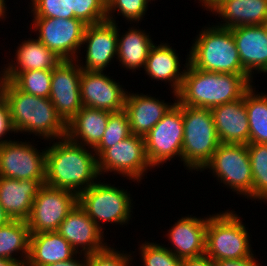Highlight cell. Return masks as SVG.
<instances>
[{"label":"cell","mask_w":267,"mask_h":266,"mask_svg":"<svg viewBox=\"0 0 267 266\" xmlns=\"http://www.w3.org/2000/svg\"><path fill=\"white\" fill-rule=\"evenodd\" d=\"M118 23L103 21L86 25L82 45H87L85 65L76 59L82 70L104 71L117 58Z\"/></svg>","instance_id":"obj_16"},{"label":"cell","mask_w":267,"mask_h":266,"mask_svg":"<svg viewBox=\"0 0 267 266\" xmlns=\"http://www.w3.org/2000/svg\"><path fill=\"white\" fill-rule=\"evenodd\" d=\"M51 144L46 146V185L78 196L99 180L97 157L92 148L75 143L67 136Z\"/></svg>","instance_id":"obj_1"},{"label":"cell","mask_w":267,"mask_h":266,"mask_svg":"<svg viewBox=\"0 0 267 266\" xmlns=\"http://www.w3.org/2000/svg\"><path fill=\"white\" fill-rule=\"evenodd\" d=\"M0 266H25L15 261H11L8 259L0 258Z\"/></svg>","instance_id":"obj_45"},{"label":"cell","mask_w":267,"mask_h":266,"mask_svg":"<svg viewBox=\"0 0 267 266\" xmlns=\"http://www.w3.org/2000/svg\"><path fill=\"white\" fill-rule=\"evenodd\" d=\"M97 167L100 175L110 171L139 183L153 169L146 155L144 137L134 134L105 149L97 157Z\"/></svg>","instance_id":"obj_9"},{"label":"cell","mask_w":267,"mask_h":266,"mask_svg":"<svg viewBox=\"0 0 267 266\" xmlns=\"http://www.w3.org/2000/svg\"><path fill=\"white\" fill-rule=\"evenodd\" d=\"M104 71L82 70L80 95L83 106L109 111L124 110L126 94L120 82H116Z\"/></svg>","instance_id":"obj_15"},{"label":"cell","mask_w":267,"mask_h":266,"mask_svg":"<svg viewBox=\"0 0 267 266\" xmlns=\"http://www.w3.org/2000/svg\"><path fill=\"white\" fill-rule=\"evenodd\" d=\"M149 2V0H107L106 20L116 24V17L113 14L117 11L118 16L122 15L128 23L129 21L139 23L147 12Z\"/></svg>","instance_id":"obj_35"},{"label":"cell","mask_w":267,"mask_h":266,"mask_svg":"<svg viewBox=\"0 0 267 266\" xmlns=\"http://www.w3.org/2000/svg\"><path fill=\"white\" fill-rule=\"evenodd\" d=\"M18 45L14 55L16 60L11 59V62L4 66L6 80L12 81L20 72L53 70L62 61L38 39L29 38Z\"/></svg>","instance_id":"obj_24"},{"label":"cell","mask_w":267,"mask_h":266,"mask_svg":"<svg viewBox=\"0 0 267 266\" xmlns=\"http://www.w3.org/2000/svg\"><path fill=\"white\" fill-rule=\"evenodd\" d=\"M77 203L78 196L74 192L43 184L26 220L30 234L58 231L61 222Z\"/></svg>","instance_id":"obj_11"},{"label":"cell","mask_w":267,"mask_h":266,"mask_svg":"<svg viewBox=\"0 0 267 266\" xmlns=\"http://www.w3.org/2000/svg\"><path fill=\"white\" fill-rule=\"evenodd\" d=\"M204 169L236 194L252 200L253 177L246 144L220 143L200 172Z\"/></svg>","instance_id":"obj_8"},{"label":"cell","mask_w":267,"mask_h":266,"mask_svg":"<svg viewBox=\"0 0 267 266\" xmlns=\"http://www.w3.org/2000/svg\"><path fill=\"white\" fill-rule=\"evenodd\" d=\"M0 2H1V4H2V6L4 7V9H6L7 10V6H6V1L5 0H0Z\"/></svg>","instance_id":"obj_48"},{"label":"cell","mask_w":267,"mask_h":266,"mask_svg":"<svg viewBox=\"0 0 267 266\" xmlns=\"http://www.w3.org/2000/svg\"><path fill=\"white\" fill-rule=\"evenodd\" d=\"M131 135L127 113L122 110L109 116L105 132L100 143L93 149L98 157L105 149L113 147L118 142Z\"/></svg>","instance_id":"obj_34"},{"label":"cell","mask_w":267,"mask_h":266,"mask_svg":"<svg viewBox=\"0 0 267 266\" xmlns=\"http://www.w3.org/2000/svg\"><path fill=\"white\" fill-rule=\"evenodd\" d=\"M231 30L243 69L252 78L255 71L267 73V26L244 25Z\"/></svg>","instance_id":"obj_18"},{"label":"cell","mask_w":267,"mask_h":266,"mask_svg":"<svg viewBox=\"0 0 267 266\" xmlns=\"http://www.w3.org/2000/svg\"><path fill=\"white\" fill-rule=\"evenodd\" d=\"M252 81L250 75L198 70L188 62L177 100L185 106L212 109L242 98Z\"/></svg>","instance_id":"obj_2"},{"label":"cell","mask_w":267,"mask_h":266,"mask_svg":"<svg viewBox=\"0 0 267 266\" xmlns=\"http://www.w3.org/2000/svg\"><path fill=\"white\" fill-rule=\"evenodd\" d=\"M247 149L253 177L252 200L267 202V144H247Z\"/></svg>","instance_id":"obj_31"},{"label":"cell","mask_w":267,"mask_h":266,"mask_svg":"<svg viewBox=\"0 0 267 266\" xmlns=\"http://www.w3.org/2000/svg\"><path fill=\"white\" fill-rule=\"evenodd\" d=\"M12 132H14V129L11 124L8 103L4 95H2L0 97V145L10 141L4 137L7 133Z\"/></svg>","instance_id":"obj_39"},{"label":"cell","mask_w":267,"mask_h":266,"mask_svg":"<svg viewBox=\"0 0 267 266\" xmlns=\"http://www.w3.org/2000/svg\"><path fill=\"white\" fill-rule=\"evenodd\" d=\"M57 232L70 243L79 256L97 253L108 246L107 242H104V231L78 203L61 222Z\"/></svg>","instance_id":"obj_17"},{"label":"cell","mask_w":267,"mask_h":266,"mask_svg":"<svg viewBox=\"0 0 267 266\" xmlns=\"http://www.w3.org/2000/svg\"><path fill=\"white\" fill-rule=\"evenodd\" d=\"M123 252L108 245L97 253L87 255V266H130L133 256L130 252Z\"/></svg>","instance_id":"obj_37"},{"label":"cell","mask_w":267,"mask_h":266,"mask_svg":"<svg viewBox=\"0 0 267 266\" xmlns=\"http://www.w3.org/2000/svg\"><path fill=\"white\" fill-rule=\"evenodd\" d=\"M210 110L220 143L249 144V122L244 96Z\"/></svg>","instance_id":"obj_21"},{"label":"cell","mask_w":267,"mask_h":266,"mask_svg":"<svg viewBox=\"0 0 267 266\" xmlns=\"http://www.w3.org/2000/svg\"><path fill=\"white\" fill-rule=\"evenodd\" d=\"M139 246L144 266H181L182 259L176 257L166 245L145 240Z\"/></svg>","instance_id":"obj_36"},{"label":"cell","mask_w":267,"mask_h":266,"mask_svg":"<svg viewBox=\"0 0 267 266\" xmlns=\"http://www.w3.org/2000/svg\"><path fill=\"white\" fill-rule=\"evenodd\" d=\"M32 142L11 140L0 145V176L45 184L46 148L38 150ZM35 147V148H34Z\"/></svg>","instance_id":"obj_13"},{"label":"cell","mask_w":267,"mask_h":266,"mask_svg":"<svg viewBox=\"0 0 267 266\" xmlns=\"http://www.w3.org/2000/svg\"><path fill=\"white\" fill-rule=\"evenodd\" d=\"M234 212L226 210L208 217L205 254L214 261L253 255L247 227Z\"/></svg>","instance_id":"obj_6"},{"label":"cell","mask_w":267,"mask_h":266,"mask_svg":"<svg viewBox=\"0 0 267 266\" xmlns=\"http://www.w3.org/2000/svg\"><path fill=\"white\" fill-rule=\"evenodd\" d=\"M199 3L208 11H212L216 6H218L223 0H198Z\"/></svg>","instance_id":"obj_43"},{"label":"cell","mask_w":267,"mask_h":266,"mask_svg":"<svg viewBox=\"0 0 267 266\" xmlns=\"http://www.w3.org/2000/svg\"><path fill=\"white\" fill-rule=\"evenodd\" d=\"M104 182L98 180L78 195L79 206L102 231L103 222L125 225L133 213V199L127 189Z\"/></svg>","instance_id":"obj_7"},{"label":"cell","mask_w":267,"mask_h":266,"mask_svg":"<svg viewBox=\"0 0 267 266\" xmlns=\"http://www.w3.org/2000/svg\"><path fill=\"white\" fill-rule=\"evenodd\" d=\"M52 72L53 70L20 72L11 82L24 93L49 98Z\"/></svg>","instance_id":"obj_32"},{"label":"cell","mask_w":267,"mask_h":266,"mask_svg":"<svg viewBox=\"0 0 267 266\" xmlns=\"http://www.w3.org/2000/svg\"><path fill=\"white\" fill-rule=\"evenodd\" d=\"M176 104L182 109L184 138L182 162L189 171H201L220 145L211 110Z\"/></svg>","instance_id":"obj_5"},{"label":"cell","mask_w":267,"mask_h":266,"mask_svg":"<svg viewBox=\"0 0 267 266\" xmlns=\"http://www.w3.org/2000/svg\"><path fill=\"white\" fill-rule=\"evenodd\" d=\"M181 266H215L214 260L206 254L182 259Z\"/></svg>","instance_id":"obj_41"},{"label":"cell","mask_w":267,"mask_h":266,"mask_svg":"<svg viewBox=\"0 0 267 266\" xmlns=\"http://www.w3.org/2000/svg\"><path fill=\"white\" fill-rule=\"evenodd\" d=\"M3 95L8 103L14 134L26 132L51 142L66 136L67 124L49 98L24 93L9 80L5 81Z\"/></svg>","instance_id":"obj_3"},{"label":"cell","mask_w":267,"mask_h":266,"mask_svg":"<svg viewBox=\"0 0 267 266\" xmlns=\"http://www.w3.org/2000/svg\"><path fill=\"white\" fill-rule=\"evenodd\" d=\"M255 258L258 259L253 254L252 256L243 259L216 260L214 263L215 266H260V263H258V260Z\"/></svg>","instance_id":"obj_40"},{"label":"cell","mask_w":267,"mask_h":266,"mask_svg":"<svg viewBox=\"0 0 267 266\" xmlns=\"http://www.w3.org/2000/svg\"><path fill=\"white\" fill-rule=\"evenodd\" d=\"M178 56L176 50L169 43L160 42L158 46L157 44L152 46L144 66V71L151 80H161L165 83L169 82V85L171 84L170 87L173 90L171 93L173 92L175 101L177 100V93L182 86L186 66L189 62V58H187L185 68L183 69L180 66Z\"/></svg>","instance_id":"obj_22"},{"label":"cell","mask_w":267,"mask_h":266,"mask_svg":"<svg viewBox=\"0 0 267 266\" xmlns=\"http://www.w3.org/2000/svg\"><path fill=\"white\" fill-rule=\"evenodd\" d=\"M30 230L26 221L10 220L0 227V258L26 265L29 256ZM20 254V258L17 257ZM17 258H16V257Z\"/></svg>","instance_id":"obj_29"},{"label":"cell","mask_w":267,"mask_h":266,"mask_svg":"<svg viewBox=\"0 0 267 266\" xmlns=\"http://www.w3.org/2000/svg\"><path fill=\"white\" fill-rule=\"evenodd\" d=\"M81 73L77 60H62L52 72L49 99L66 124L83 107L80 95Z\"/></svg>","instance_id":"obj_14"},{"label":"cell","mask_w":267,"mask_h":266,"mask_svg":"<svg viewBox=\"0 0 267 266\" xmlns=\"http://www.w3.org/2000/svg\"><path fill=\"white\" fill-rule=\"evenodd\" d=\"M218 14L222 28L244 25H265L267 22V0H223L212 11Z\"/></svg>","instance_id":"obj_27"},{"label":"cell","mask_w":267,"mask_h":266,"mask_svg":"<svg viewBox=\"0 0 267 266\" xmlns=\"http://www.w3.org/2000/svg\"><path fill=\"white\" fill-rule=\"evenodd\" d=\"M1 74H0V97L3 95V87L6 81V77L4 75V70H1Z\"/></svg>","instance_id":"obj_46"},{"label":"cell","mask_w":267,"mask_h":266,"mask_svg":"<svg viewBox=\"0 0 267 266\" xmlns=\"http://www.w3.org/2000/svg\"><path fill=\"white\" fill-rule=\"evenodd\" d=\"M255 86H251L244 93L249 122V144H267V94L255 93Z\"/></svg>","instance_id":"obj_30"},{"label":"cell","mask_w":267,"mask_h":266,"mask_svg":"<svg viewBox=\"0 0 267 266\" xmlns=\"http://www.w3.org/2000/svg\"><path fill=\"white\" fill-rule=\"evenodd\" d=\"M111 114L109 111L83 106L67 123L66 136L75 143L94 149L103 137Z\"/></svg>","instance_id":"obj_25"},{"label":"cell","mask_w":267,"mask_h":266,"mask_svg":"<svg viewBox=\"0 0 267 266\" xmlns=\"http://www.w3.org/2000/svg\"><path fill=\"white\" fill-rule=\"evenodd\" d=\"M43 184L42 181L0 176V203L11 220L28 219L33 200Z\"/></svg>","instance_id":"obj_23"},{"label":"cell","mask_w":267,"mask_h":266,"mask_svg":"<svg viewBox=\"0 0 267 266\" xmlns=\"http://www.w3.org/2000/svg\"><path fill=\"white\" fill-rule=\"evenodd\" d=\"M8 10L4 9V7L2 6L1 2H0V19H6L8 12H6ZM6 16V17H5Z\"/></svg>","instance_id":"obj_47"},{"label":"cell","mask_w":267,"mask_h":266,"mask_svg":"<svg viewBox=\"0 0 267 266\" xmlns=\"http://www.w3.org/2000/svg\"><path fill=\"white\" fill-rule=\"evenodd\" d=\"M32 2V3H31ZM33 18H63L68 19L67 0H31Z\"/></svg>","instance_id":"obj_38"},{"label":"cell","mask_w":267,"mask_h":266,"mask_svg":"<svg viewBox=\"0 0 267 266\" xmlns=\"http://www.w3.org/2000/svg\"><path fill=\"white\" fill-rule=\"evenodd\" d=\"M84 257L80 261L79 256L72 258L71 260H66V261H61V262H56L53 264H50L48 266H87V255H83Z\"/></svg>","instance_id":"obj_42"},{"label":"cell","mask_w":267,"mask_h":266,"mask_svg":"<svg viewBox=\"0 0 267 266\" xmlns=\"http://www.w3.org/2000/svg\"><path fill=\"white\" fill-rule=\"evenodd\" d=\"M133 25L123 35L119 34L117 41V58L121 67L128 71L136 72L140 67L144 68L150 49L154 45L149 33L145 30H140ZM121 36V37H120Z\"/></svg>","instance_id":"obj_28"},{"label":"cell","mask_w":267,"mask_h":266,"mask_svg":"<svg viewBox=\"0 0 267 266\" xmlns=\"http://www.w3.org/2000/svg\"><path fill=\"white\" fill-rule=\"evenodd\" d=\"M68 19L77 18L86 25L107 19V0H67Z\"/></svg>","instance_id":"obj_33"},{"label":"cell","mask_w":267,"mask_h":266,"mask_svg":"<svg viewBox=\"0 0 267 266\" xmlns=\"http://www.w3.org/2000/svg\"><path fill=\"white\" fill-rule=\"evenodd\" d=\"M175 103H165V100L148 94L127 92L124 111L129 119L131 134L145 137Z\"/></svg>","instance_id":"obj_20"},{"label":"cell","mask_w":267,"mask_h":266,"mask_svg":"<svg viewBox=\"0 0 267 266\" xmlns=\"http://www.w3.org/2000/svg\"><path fill=\"white\" fill-rule=\"evenodd\" d=\"M77 254L57 231L31 234L29 256L25 266H48L71 260Z\"/></svg>","instance_id":"obj_26"},{"label":"cell","mask_w":267,"mask_h":266,"mask_svg":"<svg viewBox=\"0 0 267 266\" xmlns=\"http://www.w3.org/2000/svg\"><path fill=\"white\" fill-rule=\"evenodd\" d=\"M11 218L7 215V213L3 210V207L0 203V227L7 224Z\"/></svg>","instance_id":"obj_44"},{"label":"cell","mask_w":267,"mask_h":266,"mask_svg":"<svg viewBox=\"0 0 267 266\" xmlns=\"http://www.w3.org/2000/svg\"><path fill=\"white\" fill-rule=\"evenodd\" d=\"M183 138L182 109L175 103L144 137L146 155L151 166L160 167L178 157L182 162Z\"/></svg>","instance_id":"obj_10"},{"label":"cell","mask_w":267,"mask_h":266,"mask_svg":"<svg viewBox=\"0 0 267 266\" xmlns=\"http://www.w3.org/2000/svg\"><path fill=\"white\" fill-rule=\"evenodd\" d=\"M203 29L189 49V63L198 70L249 75L242 67L232 30L217 25Z\"/></svg>","instance_id":"obj_4"},{"label":"cell","mask_w":267,"mask_h":266,"mask_svg":"<svg viewBox=\"0 0 267 266\" xmlns=\"http://www.w3.org/2000/svg\"><path fill=\"white\" fill-rule=\"evenodd\" d=\"M33 23V24H32ZM31 30L38 40L62 60H76L81 51L86 24L77 18H33Z\"/></svg>","instance_id":"obj_12"},{"label":"cell","mask_w":267,"mask_h":266,"mask_svg":"<svg viewBox=\"0 0 267 266\" xmlns=\"http://www.w3.org/2000/svg\"><path fill=\"white\" fill-rule=\"evenodd\" d=\"M207 217L188 215L181 217L168 230L167 237L173 247L168 249L178 258H192L205 254Z\"/></svg>","instance_id":"obj_19"}]
</instances>
